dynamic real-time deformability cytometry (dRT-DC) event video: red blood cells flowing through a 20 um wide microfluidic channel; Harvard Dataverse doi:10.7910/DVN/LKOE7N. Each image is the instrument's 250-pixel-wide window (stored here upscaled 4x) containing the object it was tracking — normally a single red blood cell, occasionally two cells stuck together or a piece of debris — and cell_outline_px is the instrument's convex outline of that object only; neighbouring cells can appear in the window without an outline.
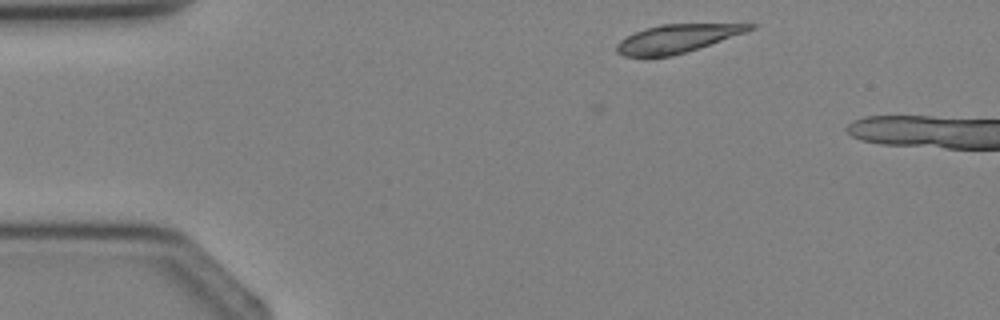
{"species": "Egyptian fruit bat (a non-hibernating species)", "species_latin": "Rousettus aegyptiacus", "temperature_condition": "cold", "stored_images_in_passage": 2, "camera_frame_rate_fps": 3000, "um_per_image_px": 0.085, "animal": {"sex": "female"}, "frame": {"image": 1, "passage_image": 1, "time_ms": 0.0, "image_size_px": [1000, 320], "cell_outline_px": [[756, 28], [672, 56], [648, 60], [644, 60], [624, 56], [616, 52], [616, 44], [620, 40], [644, 28], [660, 24], [756, 24]], "centroid_in_image_um": [57.4, 3.32], "position_along_channel_um": 27.6, "area_um2": 22.02}}